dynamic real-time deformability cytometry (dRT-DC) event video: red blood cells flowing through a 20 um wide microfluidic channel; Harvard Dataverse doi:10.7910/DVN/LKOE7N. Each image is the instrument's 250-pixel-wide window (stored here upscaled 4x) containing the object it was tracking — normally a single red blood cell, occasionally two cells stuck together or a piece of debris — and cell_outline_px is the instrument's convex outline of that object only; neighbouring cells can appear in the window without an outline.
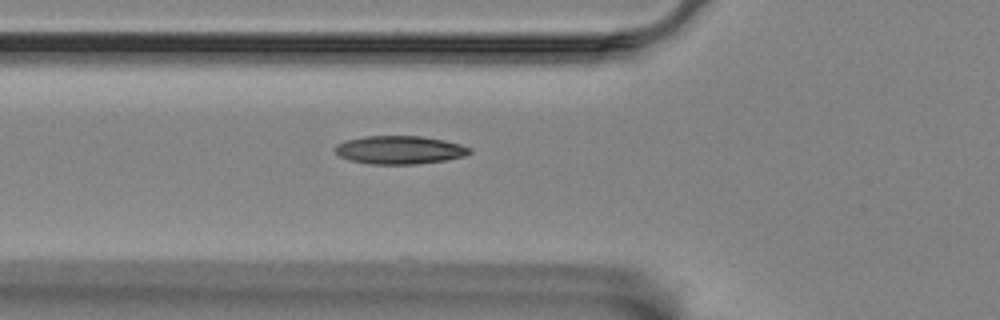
{"species": "Egyptian fruit bat (a non-hibernating species)", "species_latin": "Rousettus aegyptiacus", "temperature_condition": "room temperature", "stored_images_in_passage": 35, "camera_frame_rate_fps": 3000, "um_per_image_px": 0.085, "animal": {"sex": "female"}, "frame": {"image": 1, "passage_image": 4, "time_ms": 1.0, "image_size_px": [1000, 320], "cell_outline_px": [[472, 152], [464, 156], [444, 160], [416, 164], [372, 164], [348, 160], [340, 156], [332, 148], [336, 144], [348, 140], [364, 136], [420, 136], [444, 140], [460, 144], [472, 148]], "centroid_in_image_um": [33.96, 12.74], "position_along_channel_um": 91.8, "area_um2": 22.14}}
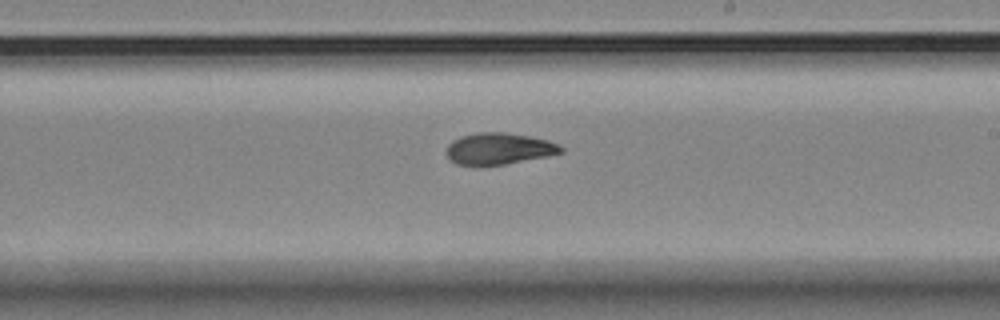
{"frame": {"image": 2, "passage_image": 17, "time_ms": 5.333, "image_size_px": [1000, 320], "cell_outline_px": [[564, 152], [504, 164], [456, 164], [448, 160], [444, 152], [448, 144], [452, 140], [460, 136], [476, 132], [504, 132], [528, 136], [548, 140], [564, 148]], "centroid_in_image_um": [42.33, 12.62], "position_along_channel_um": 246.7, "area_um2": 20.87}}
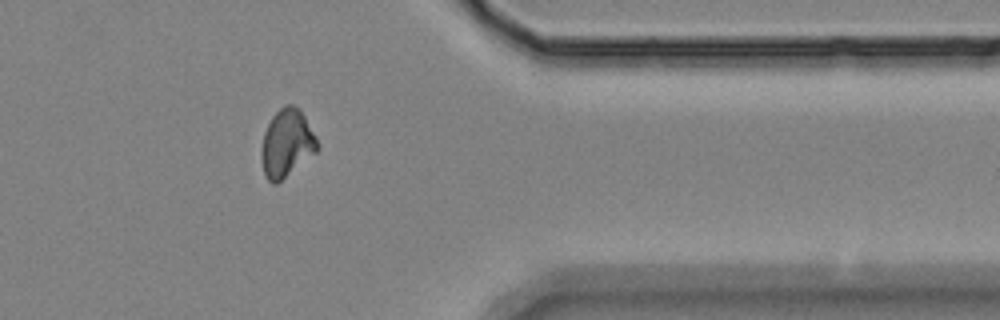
{"frame": {"image": 3, "passage_image": 30, "time_ms": 9.667, "image_size_px": [1000, 320], "cell_outline_px": [[320, 148], [316, 152], [276, 184], [272, 184], [264, 176], [260, 156], [264, 132], [272, 116], [284, 104], [292, 104], [300, 108], [316, 136], [320, 144]], "centroid_in_image_um": [24.38, 12.17], "position_along_channel_um": 387.0, "area_um2": 22.25}, "authors_computed_cell_mechanics": {"area_um2": 21.386, "velocity_mm_per_s": 3.5532, "shape_relaxation_time_tau1_ms": 5.2984, "shape_relaxation_time_tau2_ms": 4.7327, "deformation_change_tau1": 0.135, "deformation_change_tau2": 0.0992}}